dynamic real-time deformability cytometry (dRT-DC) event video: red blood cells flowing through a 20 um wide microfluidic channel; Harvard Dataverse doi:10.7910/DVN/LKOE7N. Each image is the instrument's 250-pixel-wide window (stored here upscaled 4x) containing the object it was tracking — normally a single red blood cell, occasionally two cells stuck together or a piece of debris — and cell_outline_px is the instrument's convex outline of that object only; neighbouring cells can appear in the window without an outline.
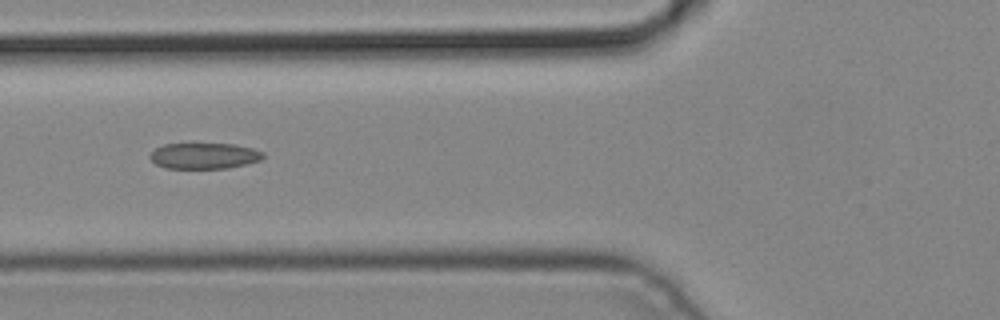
{"species": "common noctule bat (a hibernating species)", "species_latin": "Nyctalus noctula", "temperature_condition": "cold", "stored_images_in_passage": 5, "camera_frame_rate_fps": 3000, "um_per_image_px": 0.085, "animal": {"sex": "male", "body_mass_g": 19.2, "forearm_length_mm": 51.8}, "frame": {"image": 1, "passage_image": 5, "time_ms": 1.333, "image_size_px": [1000, 320], "cell_outline_px": [[264, 156], [260, 160], [228, 168], [164, 168], [156, 164], [148, 156], [156, 148], [164, 144], [236, 144], [252, 148], [264, 152]], "centroid_in_image_um": [17.35, 13.24], "position_along_channel_um": 108.4, "area_um2": 16.99}}